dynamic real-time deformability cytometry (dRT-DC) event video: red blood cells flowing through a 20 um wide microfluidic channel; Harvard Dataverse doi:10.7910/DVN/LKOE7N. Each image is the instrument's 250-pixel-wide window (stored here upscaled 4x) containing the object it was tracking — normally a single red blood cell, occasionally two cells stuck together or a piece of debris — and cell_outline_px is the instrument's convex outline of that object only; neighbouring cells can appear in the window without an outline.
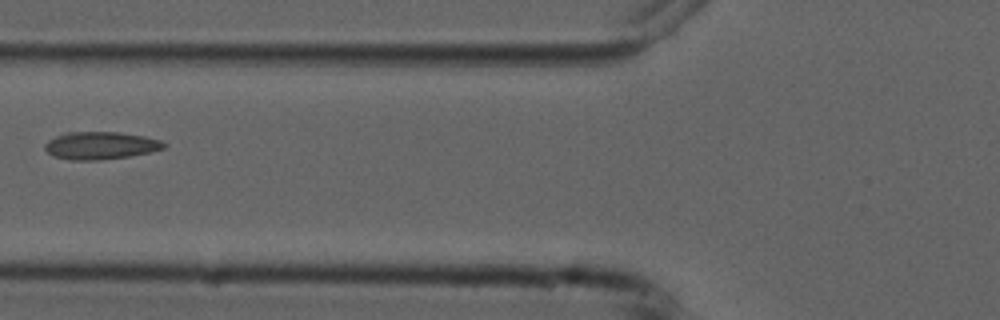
{"species": "common noctule bat (a hibernating species)", "species_latin": "Nyctalus noctula", "temperature_condition": "cold", "stored_images_in_passage": 7, "camera_frame_rate_fps": 3000, "um_per_image_px": 0.085, "animal": {"sex": "male", "forearm_length_mm": 52.5}, "frame": {"image": 1, "passage_image": 6, "time_ms": 5.667, "image_size_px": [1000, 320], "cell_outline_px": [[168, 144], [164, 148], [152, 152], [128, 156], [100, 160], [72, 160], [52, 156], [44, 148], [44, 144], [48, 140], [64, 132], [116, 132], [144, 136], [160, 140]], "centroid_in_image_um": [8.54, 12.37], "position_along_channel_um": 117.3, "area_um2": 19.19}}
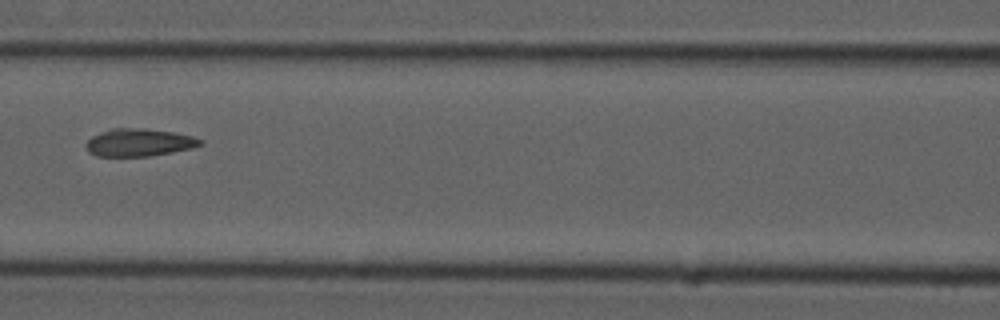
{"frame": {"image": 2, "passage_image": 7, "time_ms": 6.667, "image_size_px": [1000, 320], "cell_outline_px": [[204, 144], [192, 148], [172, 152], [148, 156], [96, 156], [88, 152], [84, 144], [92, 136], [112, 128], [144, 128], [172, 132], [192, 136], [204, 140]], "centroid_in_image_um": [11.82, 12.11], "position_along_channel_um": 154.8, "area_um2": 18.44}}